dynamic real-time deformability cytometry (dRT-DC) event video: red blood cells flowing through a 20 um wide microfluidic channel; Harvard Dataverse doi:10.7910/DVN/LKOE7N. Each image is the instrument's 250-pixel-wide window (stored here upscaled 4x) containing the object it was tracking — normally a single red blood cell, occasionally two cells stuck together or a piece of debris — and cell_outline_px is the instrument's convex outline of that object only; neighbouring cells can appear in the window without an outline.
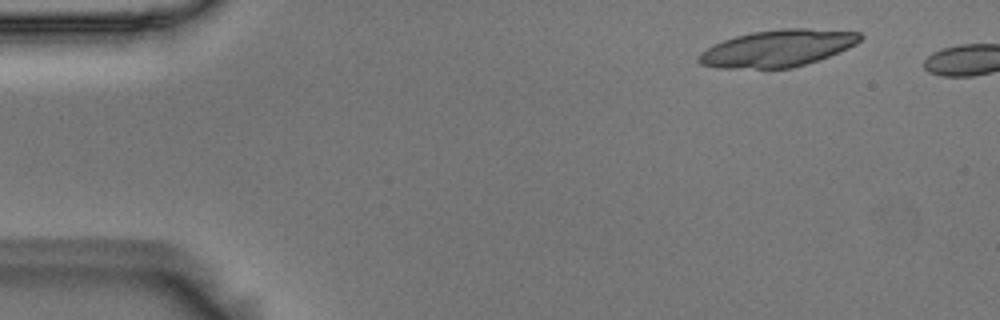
{"species": "Egyptian fruit bat (a non-hibernating species)", "species_latin": "Rousettus aegyptiacus", "temperature_condition": "room temperature", "stored_images_in_passage": 2, "camera_frame_rate_fps": 3000, "um_per_image_px": 0.085, "animal": {"sex": "male"}, "frame": {"image": 1, "passage_image": 1, "time_ms": 0.0, "image_size_px": [1000, 320], "cell_outline_px": [[864, 36], [856, 44], [840, 52], [792, 68], [716, 68], [700, 64], [696, 60], [696, 56], [700, 52], [712, 44], [736, 36], [752, 32], [784, 28], [808, 28], [860, 32]], "centroid_in_image_um": [66.06, 4.1], "position_along_channel_um": 18.9, "area_um2": 34.8}}